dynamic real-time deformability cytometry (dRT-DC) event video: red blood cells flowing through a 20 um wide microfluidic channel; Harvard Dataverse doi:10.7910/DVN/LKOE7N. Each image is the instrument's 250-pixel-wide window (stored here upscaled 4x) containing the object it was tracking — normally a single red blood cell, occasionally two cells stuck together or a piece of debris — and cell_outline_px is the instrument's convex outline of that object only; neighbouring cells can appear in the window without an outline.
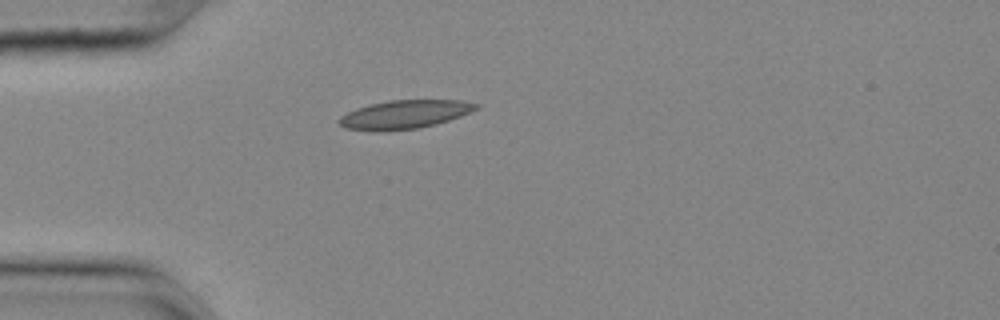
{"species": "common noctule bat (a hibernating species)", "species_latin": "Nyctalus noctula", "temperature_condition": "cold", "stored_images_in_passage": 41, "camera_frame_rate_fps": 3000, "um_per_image_px": 0.085, "animal": {"sex": "female", "body_mass_g": 25.1}, "frame": {"image": 1, "passage_image": 1, "time_ms": 0.0, "image_size_px": [1000, 320], "cell_outline_px": [[480, 108], [460, 116], [436, 124], [420, 128], [380, 132], [344, 128], [336, 120], [340, 116], [356, 108], [368, 104], [388, 100], [460, 100], [480, 104]], "centroid_in_image_um": [34.36, 9.73], "position_along_channel_um": 50.6, "area_um2": 23.06}}
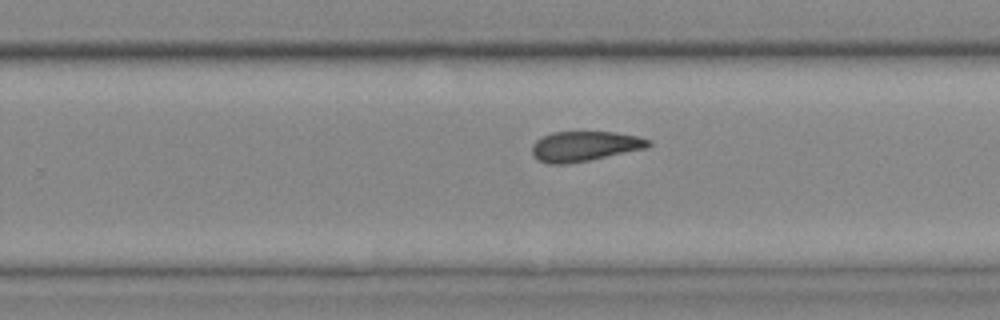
{"frame": {"image": 2, "passage_image": 21, "time_ms": 6.667, "image_size_px": [1000, 320], "cell_outline_px": [[652, 144], [648, 148], [568, 164], [548, 164], [536, 160], [532, 156], [532, 144], [536, 140], [552, 132], [616, 132], [636, 136], [652, 140]], "centroid_in_image_um": [49.68, 12.43], "position_along_channel_um": 280.1, "area_um2": 20.52}}
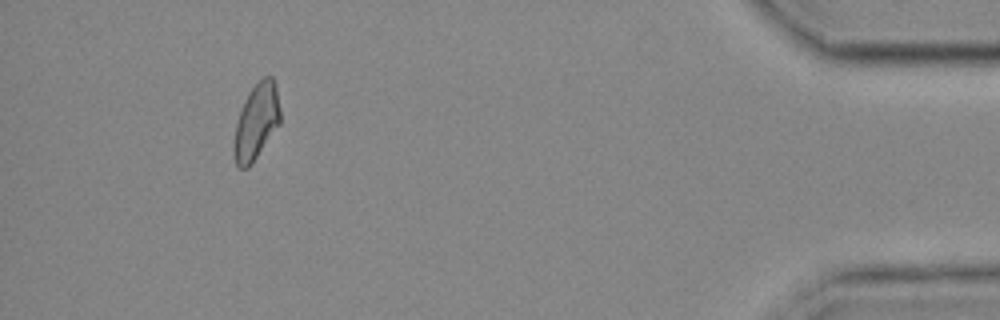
{"frame": {"image": 3, "passage_image": 37, "time_ms": 12.0, "image_size_px": [1000, 320], "cell_outline_px": [[280, 124], [252, 164], [248, 168], [240, 168], [236, 164], [232, 152], [232, 140], [236, 124], [244, 100], [248, 92], [264, 76], [272, 76], [276, 88], [280, 108]], "centroid_in_image_um": [21.77, 10.39], "position_along_channel_um": 413.4, "area_um2": 20.63}, "authors_computed_cell_mechanics": {"area_um2": 20.808, "velocity_mm_per_s": 3.6309, "shape_relaxation_time_tau1_ms": null, "shape_relaxation_time_tau2_ms": 6.9444, "deformation_change_tau1": null, "deformation_change_tau2": 0.11}}